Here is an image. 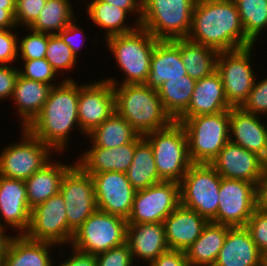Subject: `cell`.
<instances>
[{"mask_svg": "<svg viewBox=\"0 0 267 266\" xmlns=\"http://www.w3.org/2000/svg\"><path fill=\"white\" fill-rule=\"evenodd\" d=\"M187 71L180 55V39L159 40L152 53L146 85L158 90L163 82L181 78Z\"/></svg>", "mask_w": 267, "mask_h": 266, "instance_id": "25", "label": "cell"}, {"mask_svg": "<svg viewBox=\"0 0 267 266\" xmlns=\"http://www.w3.org/2000/svg\"><path fill=\"white\" fill-rule=\"evenodd\" d=\"M187 39L218 52L254 45L244 33L234 0H197Z\"/></svg>", "mask_w": 267, "mask_h": 266, "instance_id": "1", "label": "cell"}, {"mask_svg": "<svg viewBox=\"0 0 267 266\" xmlns=\"http://www.w3.org/2000/svg\"><path fill=\"white\" fill-rule=\"evenodd\" d=\"M91 176L94 181L97 210L127 220L136 190L131 186L126 173L109 171Z\"/></svg>", "mask_w": 267, "mask_h": 266, "instance_id": "17", "label": "cell"}, {"mask_svg": "<svg viewBox=\"0 0 267 266\" xmlns=\"http://www.w3.org/2000/svg\"><path fill=\"white\" fill-rule=\"evenodd\" d=\"M97 266H136L129 245L124 243L108 251L96 255Z\"/></svg>", "mask_w": 267, "mask_h": 266, "instance_id": "45", "label": "cell"}, {"mask_svg": "<svg viewBox=\"0 0 267 266\" xmlns=\"http://www.w3.org/2000/svg\"><path fill=\"white\" fill-rule=\"evenodd\" d=\"M260 254L245 227H231L213 266H263Z\"/></svg>", "mask_w": 267, "mask_h": 266, "instance_id": "24", "label": "cell"}, {"mask_svg": "<svg viewBox=\"0 0 267 266\" xmlns=\"http://www.w3.org/2000/svg\"><path fill=\"white\" fill-rule=\"evenodd\" d=\"M230 228L209 221L201 235L185 250L191 266H213Z\"/></svg>", "mask_w": 267, "mask_h": 266, "instance_id": "30", "label": "cell"}, {"mask_svg": "<svg viewBox=\"0 0 267 266\" xmlns=\"http://www.w3.org/2000/svg\"><path fill=\"white\" fill-rule=\"evenodd\" d=\"M21 62H23L24 67H22L23 69L19 68L18 70L19 75L24 78L39 81L52 86H56L62 82H54L56 81L54 78H59L57 77L59 74L54 71L50 63L45 58L22 60Z\"/></svg>", "mask_w": 267, "mask_h": 266, "instance_id": "40", "label": "cell"}, {"mask_svg": "<svg viewBox=\"0 0 267 266\" xmlns=\"http://www.w3.org/2000/svg\"><path fill=\"white\" fill-rule=\"evenodd\" d=\"M149 266H191L185 251L171 250L160 254Z\"/></svg>", "mask_w": 267, "mask_h": 266, "instance_id": "48", "label": "cell"}, {"mask_svg": "<svg viewBox=\"0 0 267 266\" xmlns=\"http://www.w3.org/2000/svg\"><path fill=\"white\" fill-rule=\"evenodd\" d=\"M143 138L139 135L133 142L111 149L89 146L75 163L90 175L109 171L126 173L132 163L135 147Z\"/></svg>", "mask_w": 267, "mask_h": 266, "instance_id": "21", "label": "cell"}, {"mask_svg": "<svg viewBox=\"0 0 267 266\" xmlns=\"http://www.w3.org/2000/svg\"><path fill=\"white\" fill-rule=\"evenodd\" d=\"M15 30L17 29H0V65H13L18 61L19 36Z\"/></svg>", "mask_w": 267, "mask_h": 266, "instance_id": "44", "label": "cell"}, {"mask_svg": "<svg viewBox=\"0 0 267 266\" xmlns=\"http://www.w3.org/2000/svg\"><path fill=\"white\" fill-rule=\"evenodd\" d=\"M75 21H77V17L66 28L62 29L58 33V35L71 48L72 52L78 58V55L81 54L79 51L84 46L85 44L84 41H86L85 39H87V37H85L86 34H84V29H82L80 25H77ZM80 35H83V36H80ZM80 37H83V39ZM79 39L83 42H81Z\"/></svg>", "mask_w": 267, "mask_h": 266, "instance_id": "46", "label": "cell"}, {"mask_svg": "<svg viewBox=\"0 0 267 266\" xmlns=\"http://www.w3.org/2000/svg\"><path fill=\"white\" fill-rule=\"evenodd\" d=\"M73 255L69 254L67 259H64L59 265L55 266H97L96 256L81 252L70 246Z\"/></svg>", "mask_w": 267, "mask_h": 266, "instance_id": "49", "label": "cell"}, {"mask_svg": "<svg viewBox=\"0 0 267 266\" xmlns=\"http://www.w3.org/2000/svg\"><path fill=\"white\" fill-rule=\"evenodd\" d=\"M19 76L18 68L12 65H0V100L12 98L16 80ZM9 97V98H7Z\"/></svg>", "mask_w": 267, "mask_h": 266, "instance_id": "47", "label": "cell"}, {"mask_svg": "<svg viewBox=\"0 0 267 266\" xmlns=\"http://www.w3.org/2000/svg\"><path fill=\"white\" fill-rule=\"evenodd\" d=\"M0 6H15V0H0Z\"/></svg>", "mask_w": 267, "mask_h": 266, "instance_id": "54", "label": "cell"}, {"mask_svg": "<svg viewBox=\"0 0 267 266\" xmlns=\"http://www.w3.org/2000/svg\"><path fill=\"white\" fill-rule=\"evenodd\" d=\"M59 192L65 202L68 228L74 233L97 210L93 178L75 163L65 173Z\"/></svg>", "mask_w": 267, "mask_h": 266, "instance_id": "12", "label": "cell"}, {"mask_svg": "<svg viewBox=\"0 0 267 266\" xmlns=\"http://www.w3.org/2000/svg\"><path fill=\"white\" fill-rule=\"evenodd\" d=\"M245 228L249 231L263 258L267 257V208L257 207Z\"/></svg>", "mask_w": 267, "mask_h": 266, "instance_id": "41", "label": "cell"}, {"mask_svg": "<svg viewBox=\"0 0 267 266\" xmlns=\"http://www.w3.org/2000/svg\"><path fill=\"white\" fill-rule=\"evenodd\" d=\"M241 108L248 113L267 117V76L260 80H255L247 100Z\"/></svg>", "mask_w": 267, "mask_h": 266, "instance_id": "42", "label": "cell"}, {"mask_svg": "<svg viewBox=\"0 0 267 266\" xmlns=\"http://www.w3.org/2000/svg\"><path fill=\"white\" fill-rule=\"evenodd\" d=\"M151 145L156 169L163 181L180 183L193 164L188 154V140L181 123L173 121L168 127L143 136Z\"/></svg>", "mask_w": 267, "mask_h": 266, "instance_id": "6", "label": "cell"}, {"mask_svg": "<svg viewBox=\"0 0 267 266\" xmlns=\"http://www.w3.org/2000/svg\"><path fill=\"white\" fill-rule=\"evenodd\" d=\"M91 1H105L109 4L115 5L121 9L127 10L135 17L136 21L140 23L143 13V0H91Z\"/></svg>", "mask_w": 267, "mask_h": 266, "instance_id": "50", "label": "cell"}, {"mask_svg": "<svg viewBox=\"0 0 267 266\" xmlns=\"http://www.w3.org/2000/svg\"><path fill=\"white\" fill-rule=\"evenodd\" d=\"M221 175L210 165L193 163L180 182L181 205L212 221L217 215Z\"/></svg>", "mask_w": 267, "mask_h": 266, "instance_id": "8", "label": "cell"}, {"mask_svg": "<svg viewBox=\"0 0 267 266\" xmlns=\"http://www.w3.org/2000/svg\"><path fill=\"white\" fill-rule=\"evenodd\" d=\"M219 204L213 223L245 227L257 208L256 185L244 180L221 177Z\"/></svg>", "mask_w": 267, "mask_h": 266, "instance_id": "14", "label": "cell"}, {"mask_svg": "<svg viewBox=\"0 0 267 266\" xmlns=\"http://www.w3.org/2000/svg\"><path fill=\"white\" fill-rule=\"evenodd\" d=\"M226 100L220 74H213L196 80L192 98L187 110L179 118L215 114L230 110Z\"/></svg>", "mask_w": 267, "mask_h": 266, "instance_id": "26", "label": "cell"}, {"mask_svg": "<svg viewBox=\"0 0 267 266\" xmlns=\"http://www.w3.org/2000/svg\"><path fill=\"white\" fill-rule=\"evenodd\" d=\"M196 80L188 75L163 82L158 95L166 113L176 121L188 108Z\"/></svg>", "mask_w": 267, "mask_h": 266, "instance_id": "35", "label": "cell"}, {"mask_svg": "<svg viewBox=\"0 0 267 266\" xmlns=\"http://www.w3.org/2000/svg\"><path fill=\"white\" fill-rule=\"evenodd\" d=\"M115 113L113 85L104 79L79 84L78 119L81 131L89 134Z\"/></svg>", "mask_w": 267, "mask_h": 266, "instance_id": "16", "label": "cell"}, {"mask_svg": "<svg viewBox=\"0 0 267 266\" xmlns=\"http://www.w3.org/2000/svg\"><path fill=\"white\" fill-rule=\"evenodd\" d=\"M24 235L56 244L58 248L71 244L74 233L68 228L65 202L60 192L31 210L30 224Z\"/></svg>", "mask_w": 267, "mask_h": 266, "instance_id": "15", "label": "cell"}, {"mask_svg": "<svg viewBox=\"0 0 267 266\" xmlns=\"http://www.w3.org/2000/svg\"><path fill=\"white\" fill-rule=\"evenodd\" d=\"M115 112L123 117L138 135L164 129L172 122L158 91L146 84L113 85Z\"/></svg>", "mask_w": 267, "mask_h": 266, "instance_id": "3", "label": "cell"}, {"mask_svg": "<svg viewBox=\"0 0 267 266\" xmlns=\"http://www.w3.org/2000/svg\"><path fill=\"white\" fill-rule=\"evenodd\" d=\"M230 110L190 118H178L185 129L192 163L210 164L229 142Z\"/></svg>", "mask_w": 267, "mask_h": 266, "instance_id": "5", "label": "cell"}, {"mask_svg": "<svg viewBox=\"0 0 267 266\" xmlns=\"http://www.w3.org/2000/svg\"><path fill=\"white\" fill-rule=\"evenodd\" d=\"M138 136L132 126L116 112L86 135L91 139V146L109 149L131 143Z\"/></svg>", "mask_w": 267, "mask_h": 266, "instance_id": "33", "label": "cell"}, {"mask_svg": "<svg viewBox=\"0 0 267 266\" xmlns=\"http://www.w3.org/2000/svg\"><path fill=\"white\" fill-rule=\"evenodd\" d=\"M57 246L29 239L25 235L14 236L2 260L3 266H55L50 252Z\"/></svg>", "mask_w": 267, "mask_h": 266, "instance_id": "28", "label": "cell"}, {"mask_svg": "<svg viewBox=\"0 0 267 266\" xmlns=\"http://www.w3.org/2000/svg\"><path fill=\"white\" fill-rule=\"evenodd\" d=\"M106 45L122 71L124 79H104L112 85L145 84L150 71L152 53L157 40L147 30L139 27L133 32L110 36L105 39ZM117 81V82H116Z\"/></svg>", "mask_w": 267, "mask_h": 266, "instance_id": "4", "label": "cell"}, {"mask_svg": "<svg viewBox=\"0 0 267 266\" xmlns=\"http://www.w3.org/2000/svg\"><path fill=\"white\" fill-rule=\"evenodd\" d=\"M71 0H46L39 17L29 27L32 31L58 34L75 18Z\"/></svg>", "mask_w": 267, "mask_h": 266, "instance_id": "36", "label": "cell"}, {"mask_svg": "<svg viewBox=\"0 0 267 266\" xmlns=\"http://www.w3.org/2000/svg\"><path fill=\"white\" fill-rule=\"evenodd\" d=\"M21 134L20 141L0 151V176L25 181L47 164L54 152L25 128Z\"/></svg>", "mask_w": 267, "mask_h": 266, "instance_id": "10", "label": "cell"}, {"mask_svg": "<svg viewBox=\"0 0 267 266\" xmlns=\"http://www.w3.org/2000/svg\"><path fill=\"white\" fill-rule=\"evenodd\" d=\"M45 3L46 0H15L14 17L17 27L29 28L39 17Z\"/></svg>", "mask_w": 267, "mask_h": 266, "instance_id": "43", "label": "cell"}, {"mask_svg": "<svg viewBox=\"0 0 267 266\" xmlns=\"http://www.w3.org/2000/svg\"><path fill=\"white\" fill-rule=\"evenodd\" d=\"M126 243L133 261L141 258L148 266L160 254L169 250L163 223L128 224Z\"/></svg>", "mask_w": 267, "mask_h": 266, "instance_id": "23", "label": "cell"}, {"mask_svg": "<svg viewBox=\"0 0 267 266\" xmlns=\"http://www.w3.org/2000/svg\"><path fill=\"white\" fill-rule=\"evenodd\" d=\"M219 52L195 43L187 38L180 39V55L187 75L195 80L213 74L217 69Z\"/></svg>", "mask_w": 267, "mask_h": 266, "instance_id": "32", "label": "cell"}, {"mask_svg": "<svg viewBox=\"0 0 267 266\" xmlns=\"http://www.w3.org/2000/svg\"><path fill=\"white\" fill-rule=\"evenodd\" d=\"M263 266H267V257L263 260Z\"/></svg>", "mask_w": 267, "mask_h": 266, "instance_id": "55", "label": "cell"}, {"mask_svg": "<svg viewBox=\"0 0 267 266\" xmlns=\"http://www.w3.org/2000/svg\"><path fill=\"white\" fill-rule=\"evenodd\" d=\"M260 117L245 112L241 107H232L229 117V141L267 161V123L261 121L263 116Z\"/></svg>", "mask_w": 267, "mask_h": 266, "instance_id": "20", "label": "cell"}, {"mask_svg": "<svg viewBox=\"0 0 267 266\" xmlns=\"http://www.w3.org/2000/svg\"><path fill=\"white\" fill-rule=\"evenodd\" d=\"M254 46L218 54L216 71L222 78L224 94L231 107H241L254 86L256 75L251 67Z\"/></svg>", "mask_w": 267, "mask_h": 266, "instance_id": "11", "label": "cell"}, {"mask_svg": "<svg viewBox=\"0 0 267 266\" xmlns=\"http://www.w3.org/2000/svg\"><path fill=\"white\" fill-rule=\"evenodd\" d=\"M181 204L180 183L162 181L135 192L128 224L163 223Z\"/></svg>", "mask_w": 267, "mask_h": 266, "instance_id": "13", "label": "cell"}, {"mask_svg": "<svg viewBox=\"0 0 267 266\" xmlns=\"http://www.w3.org/2000/svg\"><path fill=\"white\" fill-rule=\"evenodd\" d=\"M14 13L15 6H0V29H18Z\"/></svg>", "mask_w": 267, "mask_h": 266, "instance_id": "52", "label": "cell"}, {"mask_svg": "<svg viewBox=\"0 0 267 266\" xmlns=\"http://www.w3.org/2000/svg\"><path fill=\"white\" fill-rule=\"evenodd\" d=\"M45 59L58 74L63 70L70 72L72 68H76L78 58L58 34H47Z\"/></svg>", "mask_w": 267, "mask_h": 266, "instance_id": "38", "label": "cell"}, {"mask_svg": "<svg viewBox=\"0 0 267 266\" xmlns=\"http://www.w3.org/2000/svg\"><path fill=\"white\" fill-rule=\"evenodd\" d=\"M61 162H58L57 159H54V161L51 159L40 170L24 181L31 210L59 193L65 173L75 164V162L70 165L66 164V162Z\"/></svg>", "mask_w": 267, "mask_h": 266, "instance_id": "27", "label": "cell"}, {"mask_svg": "<svg viewBox=\"0 0 267 266\" xmlns=\"http://www.w3.org/2000/svg\"><path fill=\"white\" fill-rule=\"evenodd\" d=\"M127 225L125 218L96 210L74 232L70 246L96 256L126 243Z\"/></svg>", "mask_w": 267, "mask_h": 266, "instance_id": "9", "label": "cell"}, {"mask_svg": "<svg viewBox=\"0 0 267 266\" xmlns=\"http://www.w3.org/2000/svg\"><path fill=\"white\" fill-rule=\"evenodd\" d=\"M197 0H143L140 27L157 40L187 38Z\"/></svg>", "mask_w": 267, "mask_h": 266, "instance_id": "7", "label": "cell"}, {"mask_svg": "<svg viewBox=\"0 0 267 266\" xmlns=\"http://www.w3.org/2000/svg\"><path fill=\"white\" fill-rule=\"evenodd\" d=\"M126 176L136 191L163 181L157 172L151 145L145 138L136 145Z\"/></svg>", "mask_w": 267, "mask_h": 266, "instance_id": "34", "label": "cell"}, {"mask_svg": "<svg viewBox=\"0 0 267 266\" xmlns=\"http://www.w3.org/2000/svg\"><path fill=\"white\" fill-rule=\"evenodd\" d=\"M246 37L255 45L267 28V0H234Z\"/></svg>", "mask_w": 267, "mask_h": 266, "instance_id": "37", "label": "cell"}, {"mask_svg": "<svg viewBox=\"0 0 267 266\" xmlns=\"http://www.w3.org/2000/svg\"><path fill=\"white\" fill-rule=\"evenodd\" d=\"M52 85L18 76L11 100L16 104L22 128H26L39 114L47 101Z\"/></svg>", "mask_w": 267, "mask_h": 266, "instance_id": "29", "label": "cell"}, {"mask_svg": "<svg viewBox=\"0 0 267 266\" xmlns=\"http://www.w3.org/2000/svg\"><path fill=\"white\" fill-rule=\"evenodd\" d=\"M265 162L258 154L229 141L210 165L223 178L244 180L257 186Z\"/></svg>", "mask_w": 267, "mask_h": 266, "instance_id": "18", "label": "cell"}, {"mask_svg": "<svg viewBox=\"0 0 267 266\" xmlns=\"http://www.w3.org/2000/svg\"><path fill=\"white\" fill-rule=\"evenodd\" d=\"M30 214L25 182L0 176V224L15 229L16 235H24Z\"/></svg>", "mask_w": 267, "mask_h": 266, "instance_id": "19", "label": "cell"}, {"mask_svg": "<svg viewBox=\"0 0 267 266\" xmlns=\"http://www.w3.org/2000/svg\"><path fill=\"white\" fill-rule=\"evenodd\" d=\"M78 98L79 84L75 78H63L60 84L52 87L41 111L25 129L53 152L64 153L71 130L78 129L84 136L78 119Z\"/></svg>", "mask_w": 267, "mask_h": 266, "instance_id": "2", "label": "cell"}, {"mask_svg": "<svg viewBox=\"0 0 267 266\" xmlns=\"http://www.w3.org/2000/svg\"><path fill=\"white\" fill-rule=\"evenodd\" d=\"M6 232L8 233L7 228L0 224V261H2L6 255V251L8 250L10 242L14 237V235H6Z\"/></svg>", "mask_w": 267, "mask_h": 266, "instance_id": "53", "label": "cell"}, {"mask_svg": "<svg viewBox=\"0 0 267 266\" xmlns=\"http://www.w3.org/2000/svg\"><path fill=\"white\" fill-rule=\"evenodd\" d=\"M86 7L85 12H87L89 19L98 28L104 29L105 39L110 36L133 32L140 27V23L136 20L132 23L134 25L125 24L127 16H131L130 13L105 1H88Z\"/></svg>", "mask_w": 267, "mask_h": 266, "instance_id": "31", "label": "cell"}, {"mask_svg": "<svg viewBox=\"0 0 267 266\" xmlns=\"http://www.w3.org/2000/svg\"><path fill=\"white\" fill-rule=\"evenodd\" d=\"M257 207L267 208V161L264 164L262 174L256 186Z\"/></svg>", "mask_w": 267, "mask_h": 266, "instance_id": "51", "label": "cell"}, {"mask_svg": "<svg viewBox=\"0 0 267 266\" xmlns=\"http://www.w3.org/2000/svg\"><path fill=\"white\" fill-rule=\"evenodd\" d=\"M208 222L196 211L180 204L163 221L169 249L185 251L201 235Z\"/></svg>", "mask_w": 267, "mask_h": 266, "instance_id": "22", "label": "cell"}, {"mask_svg": "<svg viewBox=\"0 0 267 266\" xmlns=\"http://www.w3.org/2000/svg\"><path fill=\"white\" fill-rule=\"evenodd\" d=\"M29 34L18 39V57L20 60H32L45 58L47 52V34L35 32L31 29Z\"/></svg>", "mask_w": 267, "mask_h": 266, "instance_id": "39", "label": "cell"}]
</instances>
